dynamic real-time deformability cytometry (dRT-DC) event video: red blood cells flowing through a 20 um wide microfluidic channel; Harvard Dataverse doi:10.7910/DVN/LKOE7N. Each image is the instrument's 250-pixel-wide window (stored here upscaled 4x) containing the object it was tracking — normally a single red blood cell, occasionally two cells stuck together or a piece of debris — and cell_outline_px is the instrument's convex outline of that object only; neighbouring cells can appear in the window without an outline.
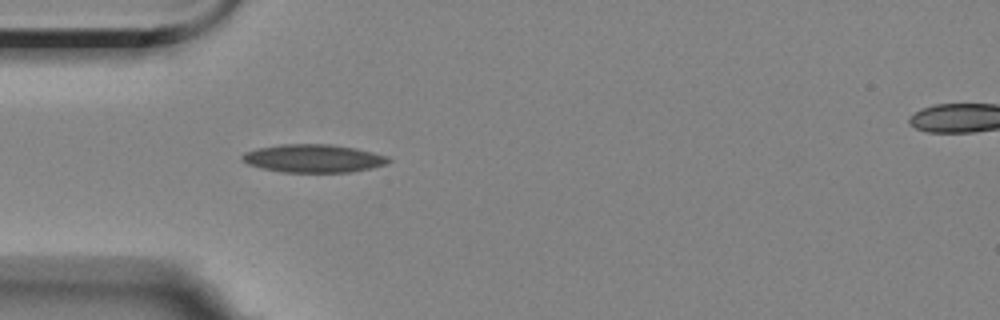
{"species": "Egyptian fruit bat (a non-hibernating species)", "species_latin": "Rousettus aegyptiacus", "temperature_condition": "room temperature", "stored_images_in_passage": 5, "camera_frame_rate_fps": 3000, "um_per_image_px": 0.085, "animal": {"sex": "female"}, "frame": {"image": 1, "passage_image": 5, "time_ms": 4.333, "image_size_px": [1000, 320], "cell_outline_px": [[392, 160], [384, 164], [372, 168], [348, 172], [284, 172], [264, 168], [248, 164], [240, 160], [240, 156], [244, 152], [256, 148], [280, 144], [332, 144], [356, 148], [388, 156]], "centroid_in_image_um": [26.61, 13.45], "position_along_channel_um": 58.4, "area_um2": 23.99}}